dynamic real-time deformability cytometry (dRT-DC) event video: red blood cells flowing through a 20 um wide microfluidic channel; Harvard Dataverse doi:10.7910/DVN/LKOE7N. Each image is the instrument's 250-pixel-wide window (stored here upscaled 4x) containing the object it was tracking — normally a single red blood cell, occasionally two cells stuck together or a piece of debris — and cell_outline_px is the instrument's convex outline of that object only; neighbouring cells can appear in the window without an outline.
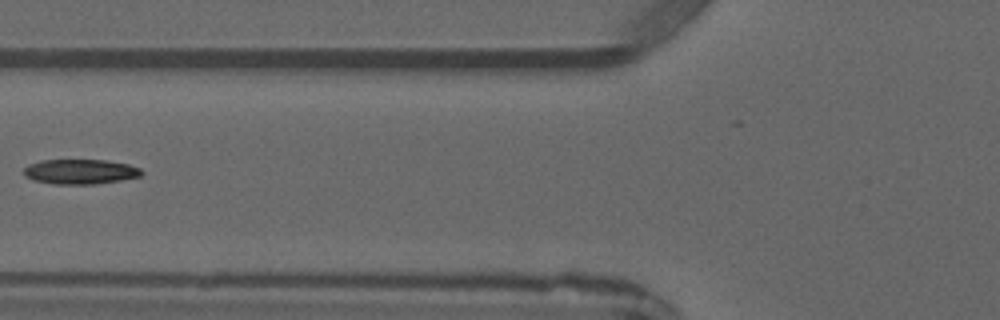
{"species": "common noctule bat (a hibernating species)", "species_latin": "Nyctalus noctula", "temperature_condition": "warm", "stored_images_in_passage": 2, "camera_frame_rate_fps": 3000, "um_per_image_px": 0.085, "animal": {"sex": "male", "forearm_length_mm": 52.5}, "frame": {"image": 1, "passage_image": 2, "time_ms": 1.0, "image_size_px": [1000, 320], "cell_outline_px": [[144, 172], [140, 176], [120, 180], [92, 184], [56, 184], [32, 180], [24, 176], [24, 168], [28, 164], [40, 160], [108, 160], [128, 164], [140, 168]], "centroid_in_image_um": [6.8, 14.58], "position_along_channel_um": 119.0, "area_um2": 17.11}}